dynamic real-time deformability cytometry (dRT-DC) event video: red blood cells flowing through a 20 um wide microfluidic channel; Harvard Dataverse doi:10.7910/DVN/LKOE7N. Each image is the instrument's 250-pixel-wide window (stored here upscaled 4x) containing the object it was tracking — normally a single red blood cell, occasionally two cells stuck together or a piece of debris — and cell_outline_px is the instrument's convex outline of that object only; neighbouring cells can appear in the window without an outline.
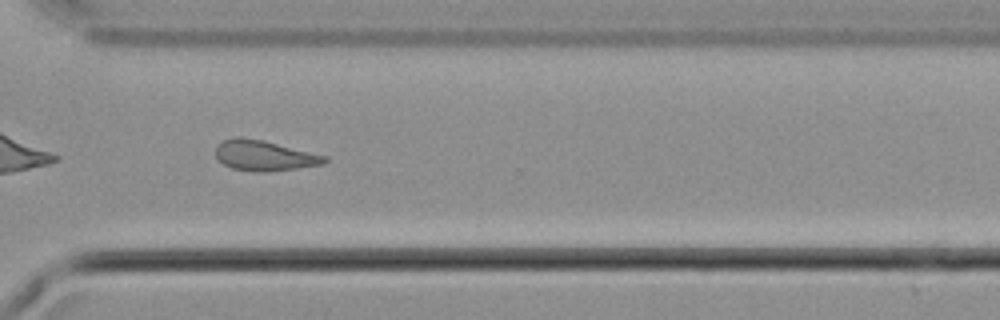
{"species": "common noctule bat (a hibernating species)", "species_latin": "Nyctalus noctula", "temperature_condition": "cold", "stored_images_in_passage": 52, "camera_frame_rate_fps": 3000, "um_per_image_px": 0.085, "animal": {"sex": "male", "body_mass_g": 21.5, "forearm_length_mm": 52.0}, "frame": {"image": 1, "passage_image": 37, "time_ms": 12.0, "image_size_px": [1000, 320], "cell_outline_px": [[328, 160], [324, 164], [268, 172], [256, 172], [232, 168], [224, 164], [216, 156], [216, 144], [220, 140], [236, 136], [240, 136], [264, 140], [328, 156]], "centroid_in_image_um": [22.45, 13.2], "position_along_channel_um": 348.1, "area_um2": 19.54}, "authors_computed_cell_mechanics": {"area_um2": 19.5942, "velocity_mm_per_s": 3.7313, "shape_relaxation_time_tau1_ms": null, "shape_relaxation_time_tau2_ms": 2.422, "deformation_change_tau1": null, "deformation_change_tau2": 0.1132}}